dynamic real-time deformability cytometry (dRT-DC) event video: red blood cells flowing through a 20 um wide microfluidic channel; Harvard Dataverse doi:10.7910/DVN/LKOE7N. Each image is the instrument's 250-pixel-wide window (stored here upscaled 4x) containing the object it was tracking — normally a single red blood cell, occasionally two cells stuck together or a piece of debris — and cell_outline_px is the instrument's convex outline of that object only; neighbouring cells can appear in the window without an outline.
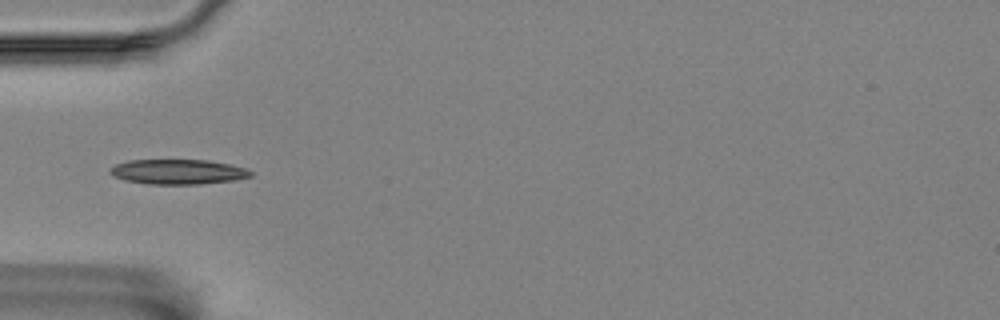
{"species": "Egyptian fruit bat (a non-hibernating species)", "species_latin": "Rousettus aegyptiacus", "temperature_condition": "room temperature", "stored_images_in_passage": 9, "camera_frame_rate_fps": 3000, "um_per_image_px": 0.085, "animal": {"sex": "female"}, "frame": {"image": 1, "passage_image": 4, "time_ms": 1.0, "image_size_px": [1000, 320], "cell_outline_px": [[252, 176], [236, 180], [200, 184], [148, 184], [124, 180], [112, 176], [108, 172], [116, 164], [128, 160], [208, 160], [248, 168], [252, 172]], "centroid_in_image_um": [15.14, 14.6], "position_along_channel_um": 69.9, "area_um2": 20.52}}
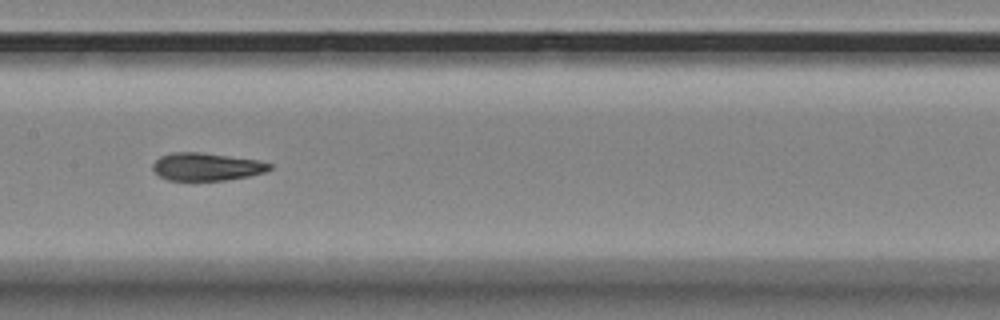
{"frame": {"image": 2, "passage_image": 7, "time_ms": 2.0, "image_size_px": [1000, 320], "cell_outline_px": [[272, 168], [264, 172], [248, 176], [224, 180], [168, 180], [160, 176], [152, 168], [152, 164], [160, 156], [172, 152], [200, 152], [260, 160], [272, 164]], "centroid_in_image_um": [17.56, 14.16], "position_along_channel_um": 189.8, "area_um2": 18.84}}
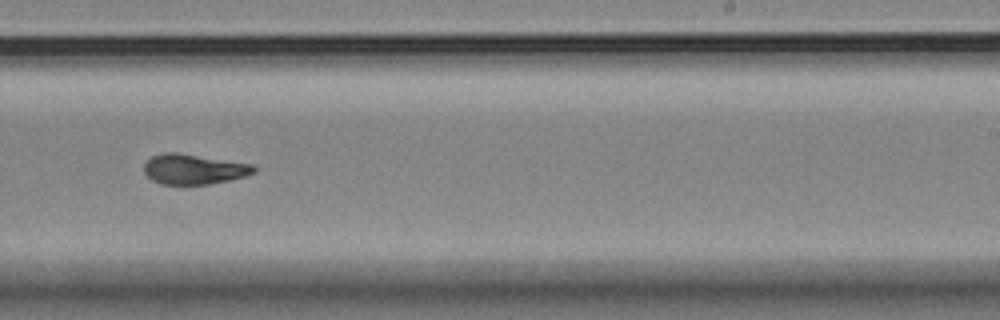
{"frame": {"image": 3, "passage_image": 9, "time_ms": 2.667, "image_size_px": [1000, 320], "cell_outline_px": [[256, 172], [244, 176], [228, 180], [208, 184], [160, 184], [152, 180], [144, 172], [144, 164], [152, 156], [164, 152], [176, 152], [252, 164], [256, 168]], "centroid_in_image_um": [16.45, 14.37], "position_along_channel_um": 272.5, "area_um2": 19.13}}